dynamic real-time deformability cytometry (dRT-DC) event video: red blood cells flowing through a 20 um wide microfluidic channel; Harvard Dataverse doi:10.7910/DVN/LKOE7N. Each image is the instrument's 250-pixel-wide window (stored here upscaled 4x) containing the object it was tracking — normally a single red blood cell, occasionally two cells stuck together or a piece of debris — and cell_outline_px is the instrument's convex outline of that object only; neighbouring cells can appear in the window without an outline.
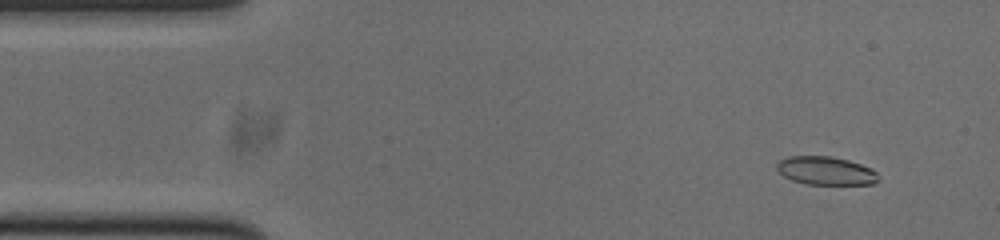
{"species": "common noctule bat (a hibernating species)", "species_latin": "Nyctalus noctula", "temperature_condition": "cold", "stored_images_in_passage": 52, "camera_frame_rate_fps": 3000, "um_per_image_px": 0.085, "animal": {"sex": "male", "body_mass_g": 20.0, "forearm_length_mm": 53.3}, "frame": {"image": 1, "passage_image": 4, "time_ms": 1.0, "image_size_px": [1000, 240], "cell_outline_px": [[880, 180], [872, 184], [808, 184], [792, 180], [784, 176], [776, 168], [776, 164], [780, 160], [788, 156], [832, 156], [848, 160], [872, 168], [876, 172]], "centroid_in_image_um": [70.2, 14.51], "position_along_channel_um": 14.8, "area_um2": 16.76}}
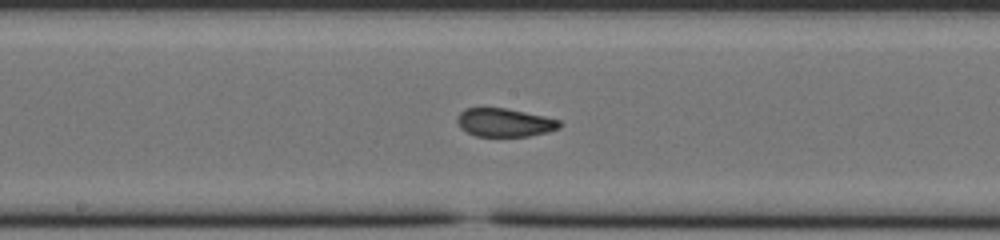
{"frame": {"image": 2, "passage_image": 26, "time_ms": 8.333, "image_size_px": [1000, 240], "cell_outline_px": [[564, 124], [560, 128], [548, 132], [528, 136], [476, 136], [460, 128], [456, 120], [456, 116], [464, 108], [508, 108], [544, 116], [560, 120]], "centroid_in_image_um": [42.9, 10.41], "position_along_channel_um": 205.3, "area_um2": 17.11}}
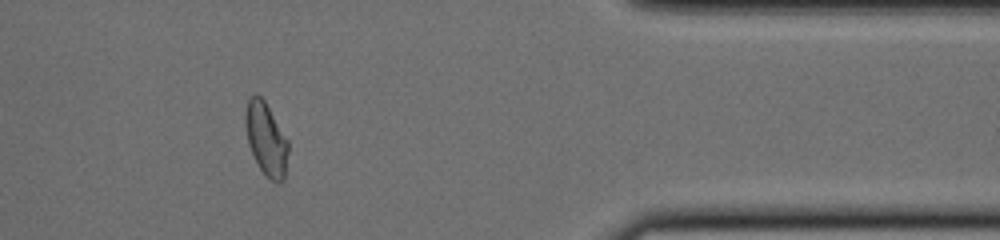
{"frame": {"image": 3, "passage_image": 43, "time_ms": 14.0, "image_size_px": [1000, 240], "cell_outline_px": [[288, 152], [284, 176], [280, 184], [276, 184], [260, 168], [248, 144], [244, 120], [244, 112], [248, 100], [256, 92], [264, 100], [288, 140]], "centroid_in_image_um": [22.6, 11.79], "position_along_channel_um": 388.8, "area_um2": 17.98}, "authors_computed_cell_mechanics": {"area_um2": 18.0047, "velocity_mm_per_s": 3.7718, "shape_relaxation_time_tau1_ms": null, "shape_relaxation_time_tau2_ms": 1.3722, "deformation_change_tau1": null, "deformation_change_tau2": 0.075}}